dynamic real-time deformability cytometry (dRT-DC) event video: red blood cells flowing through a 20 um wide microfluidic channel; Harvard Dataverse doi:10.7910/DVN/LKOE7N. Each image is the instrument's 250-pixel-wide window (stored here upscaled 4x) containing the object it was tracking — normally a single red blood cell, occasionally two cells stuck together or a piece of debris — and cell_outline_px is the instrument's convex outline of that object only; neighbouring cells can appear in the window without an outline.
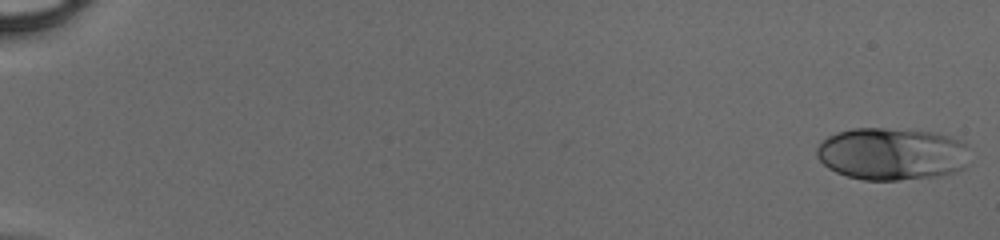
{"species": "human", "species_latin": "Homo sapiens", "temperature_condition": "cold", "stored_images_in_passage": 49, "camera_frame_rate_fps": 3000, "um_per_image_px": 0.085, "donor": {"sex": "male"}, "frame": {"image": 1, "passage_image": 1, "time_ms": 0.0, "image_size_px": [1000, 240], "cell_outline_px": [[964, 168], [952, 172], [932, 176], [896, 180], [864, 180], [848, 176], [836, 172], [828, 168], [816, 156], [816, 148], [828, 136], [836, 132], [852, 128], [884, 128], [932, 132], [948, 136], [960, 140], [964, 144]], "centroid_in_image_um": [75.71, 13.07], "position_along_channel_um": 9.3, "area_um2": 46.01}}
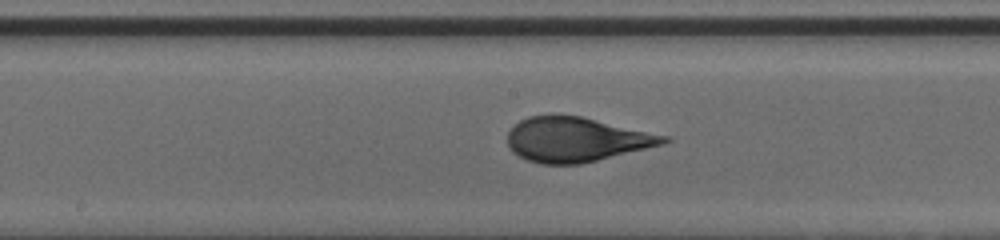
{"frame": {"image": 2, "passage_image": 28, "time_ms": 9.0, "image_size_px": [1000, 240], "cell_outline_px": [[672, 140], [664, 144], [580, 164], [540, 164], [528, 160], [512, 152], [508, 144], [508, 132], [520, 120], [528, 116], [552, 112], [580, 116], [668, 136]], "centroid_in_image_um": [48.94, 11.83], "position_along_channel_um": 199.3, "area_um2": 40.75}}
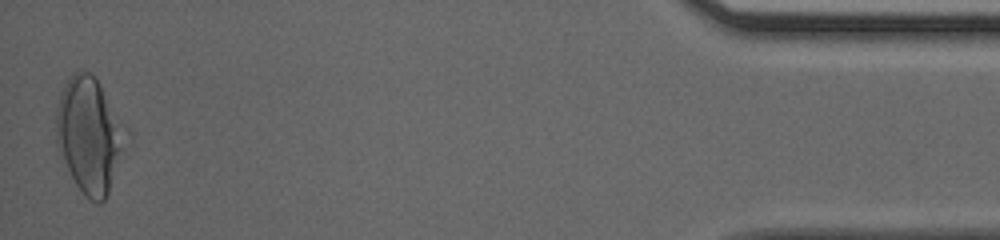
{"frame": {"image": 3, "passage_image": 49, "time_ms": 16.0, "image_size_px": [1000, 240], "cell_outline_px": [[116, 152], [108, 192], [104, 200], [100, 204], [96, 204], [84, 196], [76, 184], [56, 144], [56, 108], [60, 92], [64, 84], [72, 72], [80, 68], [92, 72], [100, 88], [116, 128]], "centroid_in_image_um": [7.33, 11.44], "position_along_channel_um": 427.9, "area_um2": 42.19}}